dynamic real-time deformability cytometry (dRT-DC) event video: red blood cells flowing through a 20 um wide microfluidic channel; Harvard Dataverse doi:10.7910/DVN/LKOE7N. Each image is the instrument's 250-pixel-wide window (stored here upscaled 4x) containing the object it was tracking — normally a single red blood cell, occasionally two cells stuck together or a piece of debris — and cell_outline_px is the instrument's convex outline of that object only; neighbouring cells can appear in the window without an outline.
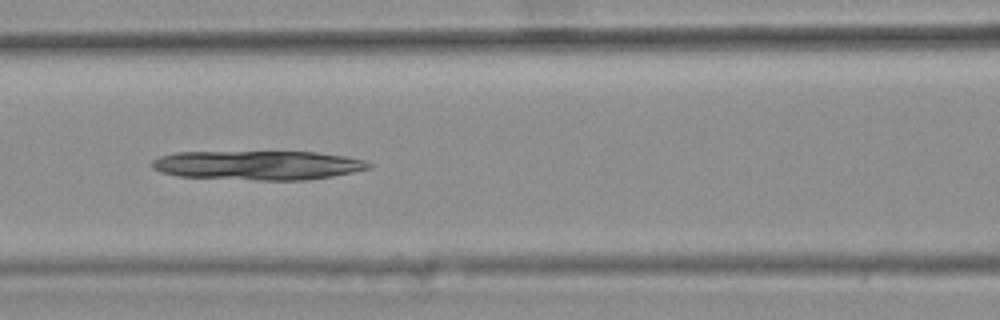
{"species": "common noctule bat (a hibernating species)", "species_latin": "Nyctalus noctula", "temperature_condition": "warm", "stored_images_in_passage": 38, "camera_frame_rate_fps": 3000, "um_per_image_px": 0.085, "animal": {"sex": "female", "body_mass_g": 25.1}, "frame": {"image": 1, "passage_image": 14, "time_ms": 4.333, "image_size_px": [1000, 320], "cell_outline_px": [[372, 168], [332, 176], [308, 180], [256, 180], [180, 176], [160, 172], [152, 168], [148, 164], [152, 160], [160, 156], [176, 152], [316, 152], [344, 156], [364, 160], [372, 164]], "centroid_in_image_um": [21.91, 14.04], "position_along_channel_um": 144.7, "area_um2": 36.99}}